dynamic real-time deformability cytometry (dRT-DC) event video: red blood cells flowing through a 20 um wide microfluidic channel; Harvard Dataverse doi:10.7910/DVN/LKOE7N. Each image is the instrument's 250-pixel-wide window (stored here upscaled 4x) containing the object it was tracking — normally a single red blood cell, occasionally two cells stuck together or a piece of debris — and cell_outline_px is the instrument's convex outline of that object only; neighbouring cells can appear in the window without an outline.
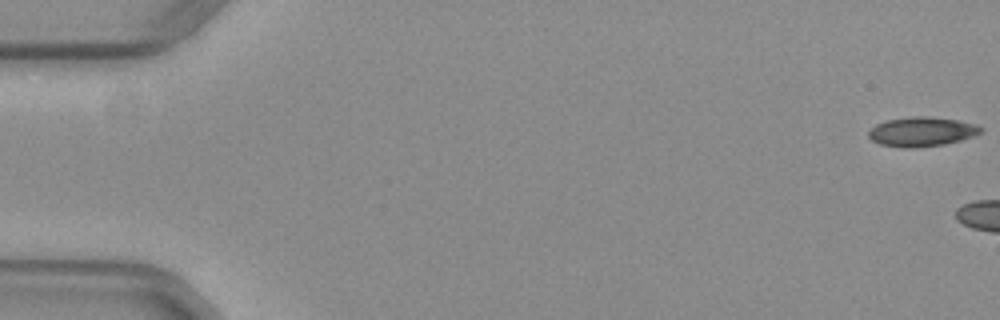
{"species": "common noctule bat (a hibernating species)", "species_latin": "Nyctalus noctula", "temperature_condition": "warm", "stored_images_in_passage": 5, "camera_frame_rate_fps": 3000, "um_per_image_px": 0.085, "animal": {"sex": "female", "body_mass_g": 29.2, "forearm_length_mm": 56.3}, "frame": {"image": 1, "passage_image": 1, "time_ms": 0.0, "image_size_px": [1000, 320], "cell_outline_px": [[984, 128], [980, 132], [972, 136], [960, 140], [944, 144], [912, 148], [908, 148], [880, 144], [872, 140], [868, 136], [868, 132], [876, 124], [888, 120], [912, 116], [928, 116], [956, 120], [976, 124]], "centroid_in_image_um": [78.34, 11.19], "position_along_channel_um": 6.7, "area_um2": 19.02}}